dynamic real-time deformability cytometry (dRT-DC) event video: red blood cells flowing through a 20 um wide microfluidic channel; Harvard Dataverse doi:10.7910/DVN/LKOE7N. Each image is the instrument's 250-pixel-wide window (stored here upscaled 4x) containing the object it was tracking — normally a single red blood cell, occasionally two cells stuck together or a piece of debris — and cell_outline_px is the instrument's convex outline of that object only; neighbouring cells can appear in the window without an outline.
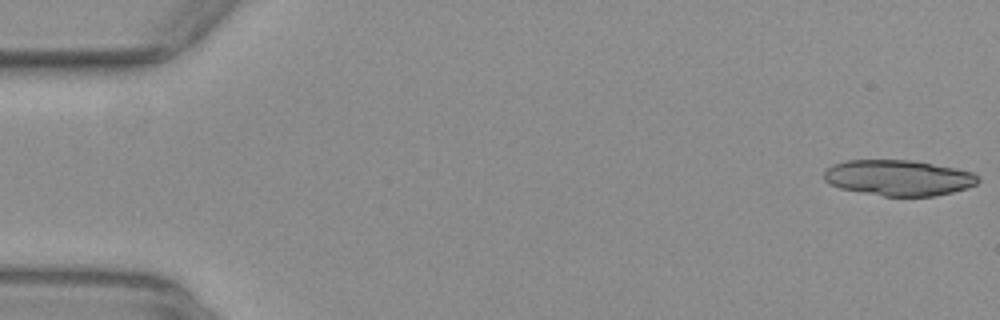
{"species": "common noctule bat (a hibernating species)", "species_latin": "Nyctalus noctula", "temperature_condition": "warm", "stored_images_in_passage": 15, "camera_frame_rate_fps": 3000, "um_per_image_px": 0.085, "animal": {"sex": "female", "body_mass_g": 29.2, "forearm_length_mm": 56.3}, "frame": {"image": 1, "passage_image": 1, "time_ms": 0.0, "image_size_px": [1000, 320], "cell_outline_px": [[980, 180], [976, 184], [968, 188], [936, 196], [884, 196], [840, 188], [824, 180], [824, 172], [828, 168], [836, 164], [848, 160], [908, 160], [956, 168], [972, 172]], "centroid_in_image_um": [76.4, 15.12], "position_along_channel_um": 8.6, "area_um2": 31.73}}